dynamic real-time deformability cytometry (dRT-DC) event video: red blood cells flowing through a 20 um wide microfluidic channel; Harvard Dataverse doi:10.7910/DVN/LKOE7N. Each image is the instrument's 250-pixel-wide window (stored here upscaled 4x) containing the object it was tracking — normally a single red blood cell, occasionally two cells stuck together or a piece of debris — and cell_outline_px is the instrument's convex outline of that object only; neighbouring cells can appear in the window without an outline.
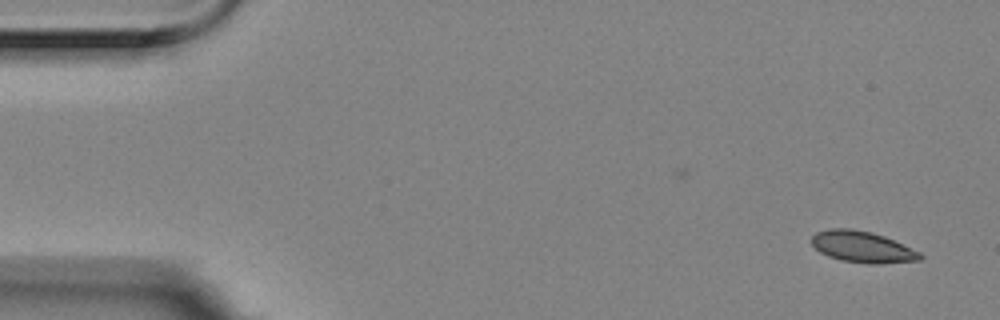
{"species": "Egyptian fruit bat (a non-hibernating species)", "species_latin": "Rousettus aegyptiacus", "temperature_condition": "room temperature", "stored_images_in_passage": 4, "camera_frame_rate_fps": 3000, "um_per_image_px": 0.085, "animal": {"sex": "female"}, "frame": {"image": 1, "passage_image": 1, "time_ms": 0.0, "image_size_px": [1000, 320], "cell_outline_px": [[924, 256], [920, 260], [876, 264], [868, 264], [840, 260], [828, 256], [820, 252], [812, 244], [812, 236], [816, 232], [832, 228], [852, 228], [872, 232], [884, 236], [920, 252]], "centroid_in_image_um": [73.3, 20.98], "position_along_channel_um": 11.7, "area_um2": 19.77}}